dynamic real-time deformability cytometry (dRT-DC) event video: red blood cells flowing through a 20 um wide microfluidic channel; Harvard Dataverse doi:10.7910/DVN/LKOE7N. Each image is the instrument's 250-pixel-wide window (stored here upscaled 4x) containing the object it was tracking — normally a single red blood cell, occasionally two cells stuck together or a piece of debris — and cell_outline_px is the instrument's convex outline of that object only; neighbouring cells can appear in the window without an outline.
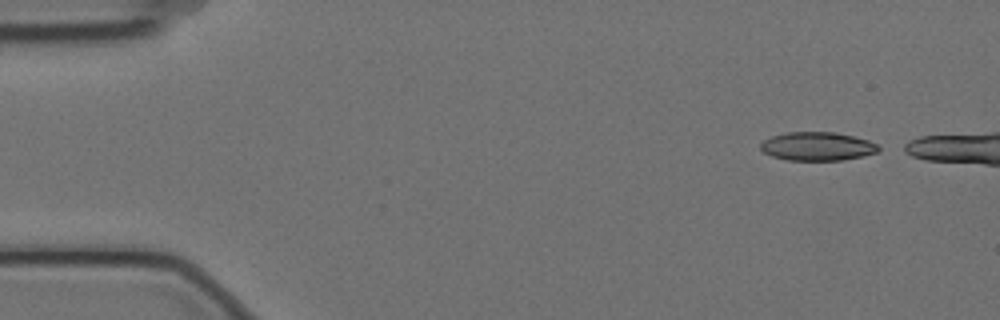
{"species": "Egyptian fruit bat (a non-hibernating species)", "species_latin": "Rousettus aegyptiacus", "temperature_condition": "cold", "stored_images_in_passage": 4, "camera_frame_rate_fps": 3000, "um_per_image_px": 0.085, "animal": {"sex": "female"}, "frame": {"image": 1, "passage_image": 1, "time_ms": 0.0, "image_size_px": [1000, 320], "cell_outline_px": [[880, 152], [864, 156], [844, 160], [788, 160], [772, 156], [764, 152], [760, 148], [760, 144], [764, 140], [772, 136], [784, 132], [836, 132], [868, 140], [880, 144]], "centroid_in_image_um": [69.52, 12.44], "position_along_channel_um": 15.5, "area_um2": 19.83}}